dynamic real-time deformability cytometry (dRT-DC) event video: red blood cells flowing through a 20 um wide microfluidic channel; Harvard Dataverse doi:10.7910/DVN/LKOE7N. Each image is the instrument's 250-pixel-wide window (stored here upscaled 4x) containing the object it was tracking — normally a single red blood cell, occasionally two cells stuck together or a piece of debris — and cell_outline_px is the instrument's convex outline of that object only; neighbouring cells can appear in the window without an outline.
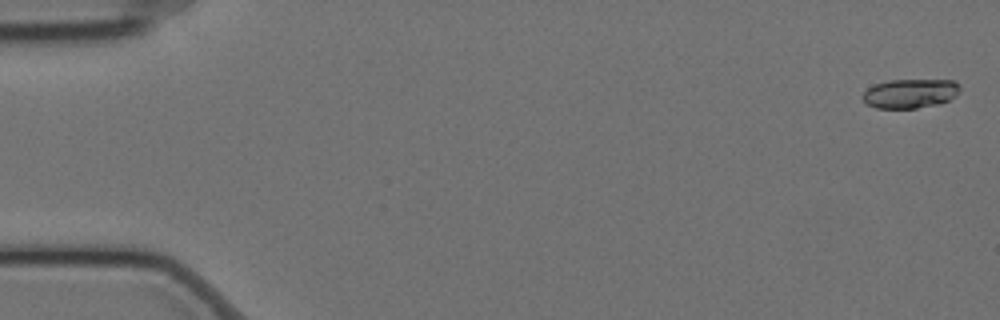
{"species": "Egyptian fruit bat (a non-hibernating species)", "species_latin": "Rousettus aegyptiacus", "temperature_condition": "cold", "stored_images_in_passage": 59, "camera_frame_rate_fps": 3000, "um_per_image_px": 0.085, "animal": {"sex": "female"}, "frame": {"image": 1, "passage_image": 2, "time_ms": 0.333, "image_size_px": [1000, 320], "cell_outline_px": [[960, 88], [956, 96], [940, 104], [916, 108], [876, 108], [868, 104], [864, 100], [864, 92], [868, 88], [876, 84], [888, 80], [956, 80]], "centroid_in_image_um": [77.4, 7.94], "position_along_channel_um": 7.6, "area_um2": 16.47}}
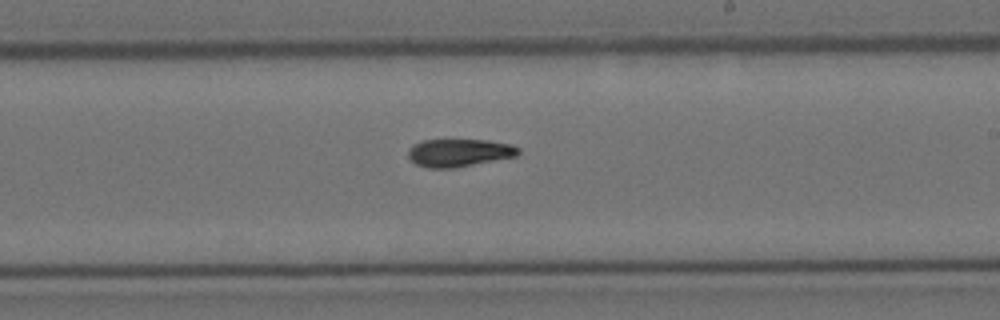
{"frame": {"image": 2, "passage_image": 35, "time_ms": 11.333, "image_size_px": [1000, 320], "cell_outline_px": [[520, 152], [516, 156], [452, 168], [428, 168], [416, 164], [408, 156], [408, 148], [412, 144], [420, 140], [488, 140], [512, 144], [520, 148]], "centroid_in_image_um": [39.0, 12.97], "position_along_channel_um": 250.0, "area_um2": 17.86}}
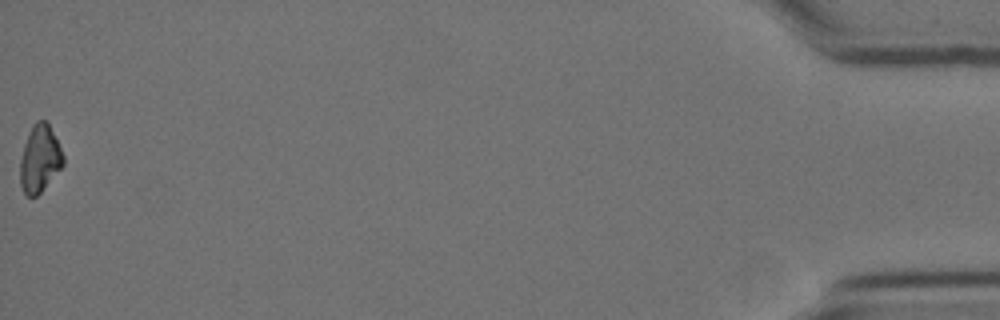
{"frame": {"image": 3, "passage_image": 59, "time_ms": 19.333, "image_size_px": [1000, 320], "cell_outline_px": [[64, 164], [40, 192], [36, 196], [28, 196], [24, 192], [20, 184], [20, 160], [24, 144], [28, 132], [32, 124], [36, 120], [48, 120], [64, 156]], "centroid_in_image_um": [3.37, 13.44], "position_along_channel_um": 431.8, "area_um2": 16.88}, "authors_computed_cell_mechanics": {"area_um2": 17.5712, "velocity_mm_per_s": 3.5012, "shape_relaxation_time_tau1_ms": 4.8843, "shape_relaxation_time_tau2_ms": null, "deformation_change_tau1": 0.1329, "deformation_change_tau2": null}}